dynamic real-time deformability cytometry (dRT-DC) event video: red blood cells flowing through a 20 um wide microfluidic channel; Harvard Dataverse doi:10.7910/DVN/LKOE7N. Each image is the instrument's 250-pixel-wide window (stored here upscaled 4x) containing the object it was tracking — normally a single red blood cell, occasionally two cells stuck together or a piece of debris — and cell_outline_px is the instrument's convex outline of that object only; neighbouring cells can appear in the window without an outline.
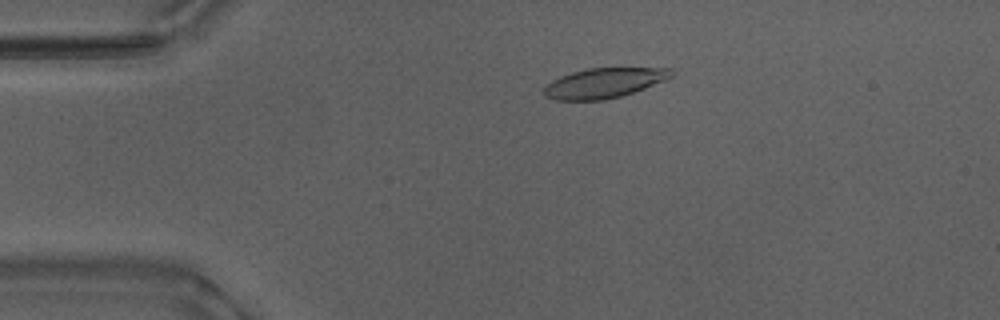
{"species": "Egyptian fruit bat (a non-hibernating species)", "species_latin": "Rousettus aegyptiacus", "temperature_condition": "warm", "stored_images_in_passage": 52, "camera_frame_rate_fps": 3000, "um_per_image_px": 0.085, "animal": {"sex": "male"}, "frame": {"image": 1, "passage_image": 10, "time_ms": 3.0, "image_size_px": [1000, 320], "cell_outline_px": [[676, 72], [672, 76], [664, 80], [644, 88], [620, 96], [604, 100], [552, 100], [544, 96], [544, 88], [552, 80], [560, 76], [572, 72], [588, 68], [672, 68]], "centroid_in_image_um": [51.33, 7.05], "position_along_channel_um": 33.7, "area_um2": 22.14}}
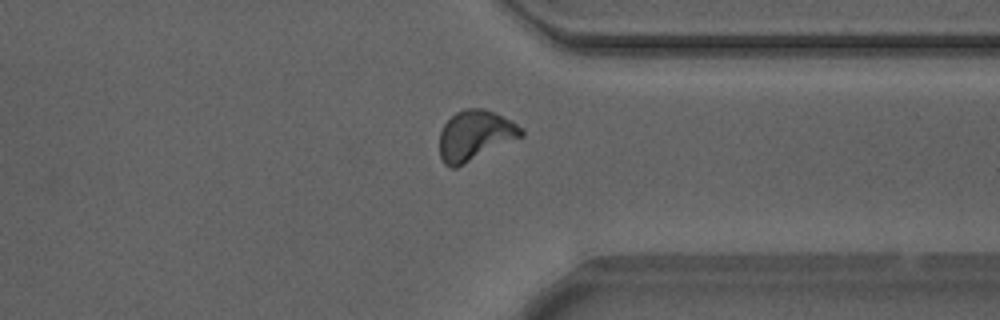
{"frame": {"image": 2, "passage_image": 40, "time_ms": 13.0, "image_size_px": [1000, 320], "cell_outline_px": [[524, 136], [456, 168], [452, 168], [444, 164], [440, 156], [440, 132], [444, 124], [456, 112], [464, 108], [484, 108], [512, 120], [524, 128]], "centroid_in_image_um": [40.41, 11.51], "position_along_channel_um": 371.0, "area_um2": 24.04}}
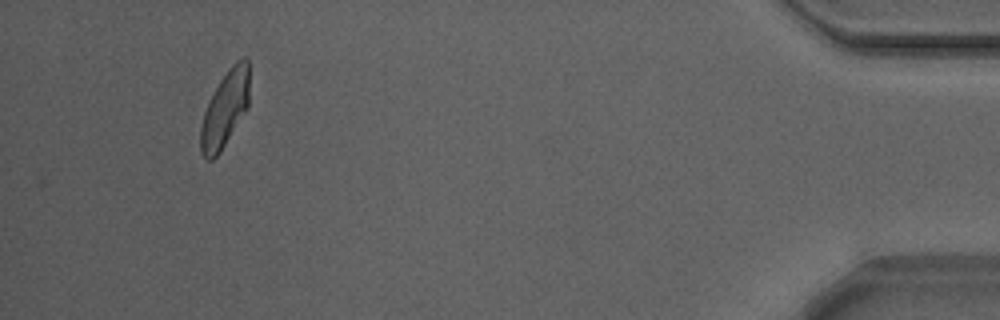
{"frame": {"image": 3, "passage_image": 49, "time_ms": 16.0, "image_size_px": [1000, 320], "cell_outline_px": [[248, 108], [220, 152], [212, 160], [208, 160], [200, 152], [200, 128], [204, 112], [208, 100], [220, 80], [228, 68], [236, 60], [244, 56], [248, 56]], "centroid_in_image_um": [19.11, 9.25], "position_along_channel_um": 416.1, "area_um2": 21.68}, "authors_computed_cell_mechanics": {"area_um2": 22.6576, "velocity_mm_per_s": 3.8463, "shape_relaxation_time_tau1_ms": 4.508, "shape_relaxation_time_tau2_ms": 2.0023, "deformation_change_tau1": 0.1683, "deformation_change_tau2": 0.0895}}